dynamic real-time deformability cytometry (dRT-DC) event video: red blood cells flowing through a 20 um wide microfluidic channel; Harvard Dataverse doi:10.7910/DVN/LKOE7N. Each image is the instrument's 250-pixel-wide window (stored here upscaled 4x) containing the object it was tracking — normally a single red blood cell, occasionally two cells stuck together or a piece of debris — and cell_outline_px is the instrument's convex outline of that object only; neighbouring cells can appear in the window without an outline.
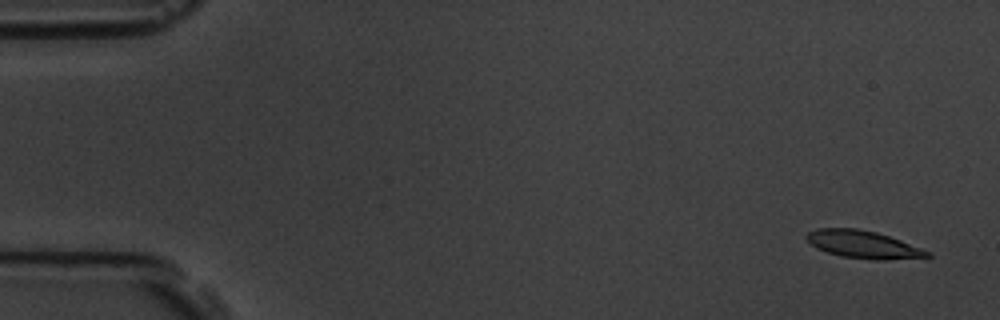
{"species": "common noctule bat (a hibernating species)", "species_latin": "Nyctalus noctula", "temperature_condition": "room temperature", "stored_images_in_passage": 5, "segment_of_instrument_passage": [2, 2], "camera_frame_rate_fps": 3000, "um_per_image_px": 0.085, "animal": {"sex": "male", "body_mass_g": 19.5, "forearm_length_mm": 54.6}, "frame": {"image": 1, "passage_image": 5, "time_ms": 6.333, "image_size_px": [1000, 320], "cell_outline_px": [[932, 256], [880, 260], [872, 260], [840, 256], [816, 248], [804, 236], [808, 232], [816, 228], [856, 228], [876, 232], [900, 240], [932, 252]], "centroid_in_image_um": [73.35, 20.77], "position_along_channel_um": 11.7, "area_um2": 19.31}}